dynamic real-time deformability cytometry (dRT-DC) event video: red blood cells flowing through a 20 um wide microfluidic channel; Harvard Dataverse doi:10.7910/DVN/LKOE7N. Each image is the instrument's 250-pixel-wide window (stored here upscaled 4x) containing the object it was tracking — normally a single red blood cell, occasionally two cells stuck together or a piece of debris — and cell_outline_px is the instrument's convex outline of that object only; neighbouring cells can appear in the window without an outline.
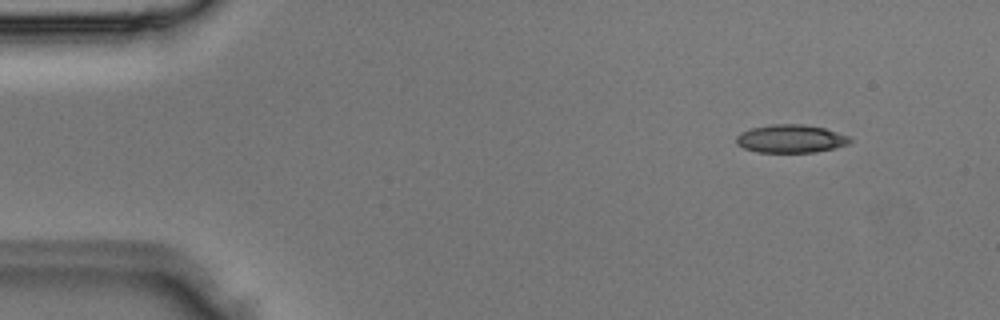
{"species": "Egyptian fruit bat (a non-hibernating species)", "species_latin": "Rousettus aegyptiacus", "temperature_condition": "room temperature", "stored_images_in_passage": 3, "camera_frame_rate_fps": 3000, "um_per_image_px": 0.085, "animal": {"sex": "male"}, "frame": {"image": 1, "passage_image": 1, "time_ms": 0.0, "image_size_px": [1000, 320], "cell_outline_px": [[852, 140], [848, 144], [816, 152], [756, 152], [744, 148], [736, 144], [736, 136], [740, 132], [752, 128], [772, 124], [804, 124], [824, 128], [848, 136]], "centroid_in_image_um": [67.18, 11.79], "position_along_channel_um": 17.8, "area_um2": 18.55}}
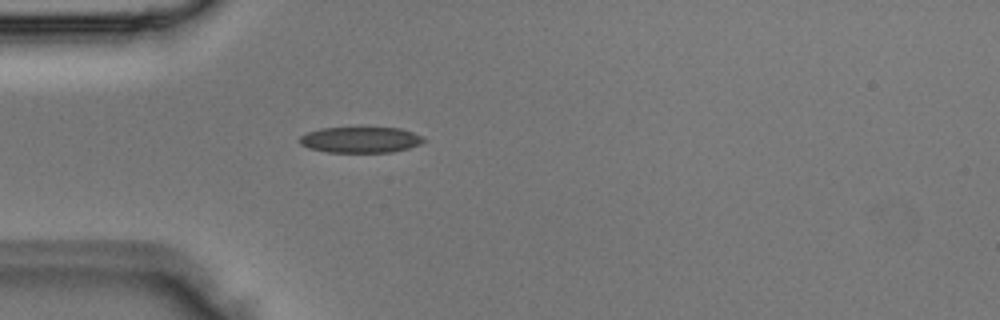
{"frame": {"image": 2, "passage_image": 3, "time_ms": 0.667, "image_size_px": [1000, 320], "cell_outline_px": [[428, 140], [420, 144], [408, 148], [392, 152], [328, 152], [308, 148], [300, 144], [300, 136], [308, 132], [320, 128], [400, 128], [424, 136]], "centroid_in_image_um": [30.67, 11.88], "position_along_channel_um": 54.3, "area_um2": 18.73}}